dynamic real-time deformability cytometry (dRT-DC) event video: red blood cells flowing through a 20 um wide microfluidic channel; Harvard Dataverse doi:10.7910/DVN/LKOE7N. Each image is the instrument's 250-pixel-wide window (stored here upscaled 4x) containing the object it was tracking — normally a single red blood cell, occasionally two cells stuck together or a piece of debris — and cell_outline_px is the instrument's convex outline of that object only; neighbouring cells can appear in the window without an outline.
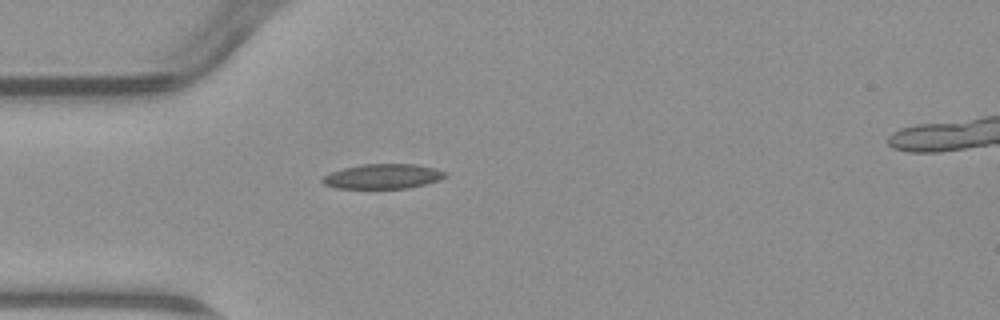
{"species": "common noctule bat (a hibernating species)", "species_latin": "Nyctalus noctula", "temperature_condition": "warm", "stored_images_in_passage": 1, "camera_frame_rate_fps": 3000, "um_per_image_px": 0.085, "animal": {"sex": "male", "body_mass_g": 23.1, "forearm_length_mm": 52.7}, "frame": {"image": 1, "passage_image": 1, "time_ms": 0.0, "image_size_px": [1000, 320], "cell_outline_px": [[448, 176], [440, 180], [408, 188], [336, 188], [324, 184], [320, 180], [324, 176], [332, 172], [344, 168], [360, 164], [416, 164], [436, 168], [448, 172]], "centroid_in_image_um": [32.59, 14.98], "position_along_channel_um": 52.4, "area_um2": 17.8}}